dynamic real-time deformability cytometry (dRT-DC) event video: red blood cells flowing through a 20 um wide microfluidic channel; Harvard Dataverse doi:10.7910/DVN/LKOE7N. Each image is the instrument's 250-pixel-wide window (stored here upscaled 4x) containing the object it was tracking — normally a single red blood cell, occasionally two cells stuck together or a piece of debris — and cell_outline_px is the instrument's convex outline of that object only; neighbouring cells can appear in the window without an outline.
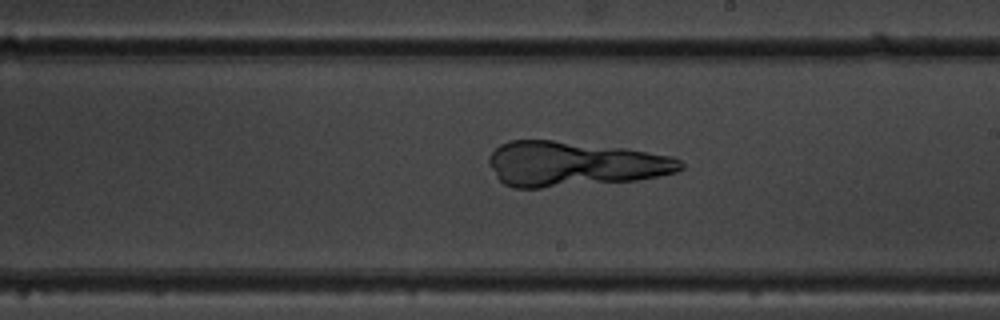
{"species": "common noctule bat (a hibernating species)", "species_latin": "Nyctalus noctula", "temperature_condition": "warm", "stored_images_in_passage": 40, "camera_frame_rate_fps": 3000, "um_per_image_px": 0.085, "animal": {"sex": "male", "body_mass_g": 19.5, "forearm_length_mm": 54.6}, "frame": {"image": 1, "passage_image": 18, "time_ms": 5.667, "image_size_px": [1000, 320], "cell_outline_px": [[684, 168], [676, 172], [660, 176], [636, 180], [540, 188], [512, 188], [504, 184], [496, 176], [488, 160], [488, 156], [500, 144], [508, 140], [552, 140], [628, 148], [672, 156], [680, 160], [684, 164]], "centroid_in_image_um": [48.82, 13.93], "position_along_channel_um": 240.2, "area_um2": 50.4}}